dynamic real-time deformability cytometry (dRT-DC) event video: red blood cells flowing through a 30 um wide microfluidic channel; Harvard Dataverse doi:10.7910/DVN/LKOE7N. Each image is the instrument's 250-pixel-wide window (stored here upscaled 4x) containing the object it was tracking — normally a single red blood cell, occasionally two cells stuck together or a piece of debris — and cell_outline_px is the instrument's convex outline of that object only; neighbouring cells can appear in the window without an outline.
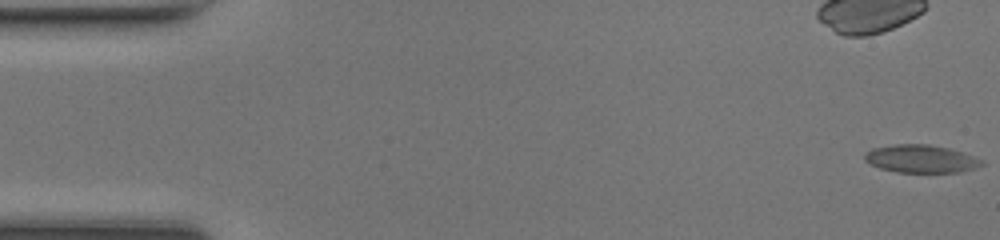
{"species": "common noctule bat (a hibernating species)", "species_latin": "Nyctalus noctula", "temperature_condition": "room temperature", "stored_images_in_passage": 48, "camera_frame_rate_fps": 3000, "um_per_image_px": 0.085, "animal": {"sex": "female", "body_mass_g": 17.0, "forearm_length_mm": 48.0}, "frame": {"image": 1, "passage_image": 1, "time_ms": 0.0, "image_size_px": [1000, 240], "cell_outline_px": [[984, 164], [976, 168], [960, 172], [896, 172], [880, 168], [864, 160], [864, 152], [872, 148], [896, 144], [928, 144], [948, 148], [984, 160]], "centroid_in_image_um": [78.27, 13.5], "position_along_channel_um": 6.7, "area_um2": 18.96}}
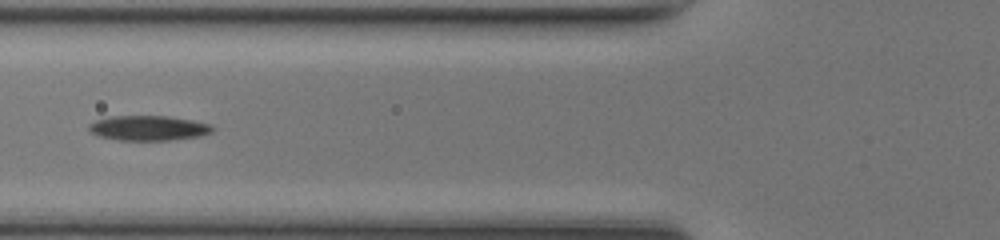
{"frame": {"image": 2, "passage_image": 19, "time_ms": 6.0, "image_size_px": [1000, 240], "cell_outline_px": [[216, 128], [212, 132], [200, 136], [168, 140], [120, 140], [100, 136], [92, 132], [88, 128], [88, 124], [96, 120], [112, 116], [168, 116], [192, 120], [208, 124]], "centroid_in_image_um": [12.63, 10.88], "position_along_channel_um": 113.2, "area_um2": 17.8}}
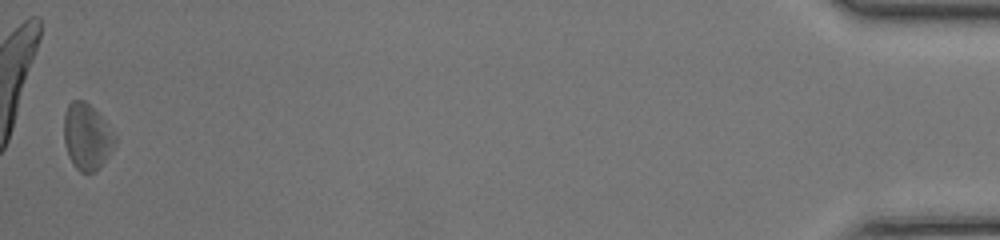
{"frame": {"image": 3, "passage_image": 48, "time_ms": 15.667, "image_size_px": [1000, 240], "cell_outline_px": [[116, 144], [108, 156], [96, 172], [80, 172], [72, 164], [68, 156], [64, 144], [64, 116], [68, 104], [72, 100], [84, 100], [100, 116], [116, 136]], "centroid_in_image_um": [7.37, 11.65], "position_along_channel_um": 427.8, "area_um2": 19.59}, "authors_computed_cell_mechanics": {"area_um2": 18.4382, "velocity_mm_per_s": 4.3083, "shape_relaxation_time_tau1_ms": 5.7903, "shape_relaxation_time_tau2_ms": 10.9756, "deformation_change_tau1": 0.1582, "deformation_change_tau2": 0.2622}}